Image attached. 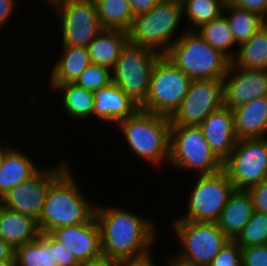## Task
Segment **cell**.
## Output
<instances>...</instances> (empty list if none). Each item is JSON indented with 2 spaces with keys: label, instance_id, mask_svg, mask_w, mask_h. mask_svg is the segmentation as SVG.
Returning a JSON list of instances; mask_svg holds the SVG:
<instances>
[{
  "label": "cell",
  "instance_id": "48",
  "mask_svg": "<svg viewBox=\"0 0 267 266\" xmlns=\"http://www.w3.org/2000/svg\"><path fill=\"white\" fill-rule=\"evenodd\" d=\"M85 1H89V2H92V3H98L100 0H85Z\"/></svg>",
  "mask_w": 267,
  "mask_h": 266
},
{
  "label": "cell",
  "instance_id": "44",
  "mask_svg": "<svg viewBox=\"0 0 267 266\" xmlns=\"http://www.w3.org/2000/svg\"><path fill=\"white\" fill-rule=\"evenodd\" d=\"M167 266H196L194 264H190V263H187V262H184L178 258H176L174 255L173 257L169 258L167 260Z\"/></svg>",
  "mask_w": 267,
  "mask_h": 266
},
{
  "label": "cell",
  "instance_id": "5",
  "mask_svg": "<svg viewBox=\"0 0 267 266\" xmlns=\"http://www.w3.org/2000/svg\"><path fill=\"white\" fill-rule=\"evenodd\" d=\"M183 15L181 1L159 0L150 11L134 17L129 42L165 55L179 38L172 39Z\"/></svg>",
  "mask_w": 267,
  "mask_h": 266
},
{
  "label": "cell",
  "instance_id": "42",
  "mask_svg": "<svg viewBox=\"0 0 267 266\" xmlns=\"http://www.w3.org/2000/svg\"><path fill=\"white\" fill-rule=\"evenodd\" d=\"M81 266H120V261L114 259L101 258L96 261H92L86 264H81Z\"/></svg>",
  "mask_w": 267,
  "mask_h": 266
},
{
  "label": "cell",
  "instance_id": "28",
  "mask_svg": "<svg viewBox=\"0 0 267 266\" xmlns=\"http://www.w3.org/2000/svg\"><path fill=\"white\" fill-rule=\"evenodd\" d=\"M53 91L64 92L62 105L66 114L74 118L85 119L93 116L94 94L75 83H65L60 85H50Z\"/></svg>",
  "mask_w": 267,
  "mask_h": 266
},
{
  "label": "cell",
  "instance_id": "47",
  "mask_svg": "<svg viewBox=\"0 0 267 266\" xmlns=\"http://www.w3.org/2000/svg\"><path fill=\"white\" fill-rule=\"evenodd\" d=\"M0 266H16L15 257L10 260L0 261Z\"/></svg>",
  "mask_w": 267,
  "mask_h": 266
},
{
  "label": "cell",
  "instance_id": "12",
  "mask_svg": "<svg viewBox=\"0 0 267 266\" xmlns=\"http://www.w3.org/2000/svg\"><path fill=\"white\" fill-rule=\"evenodd\" d=\"M224 105L223 80H191L181 105L170 117L171 126H200Z\"/></svg>",
  "mask_w": 267,
  "mask_h": 266
},
{
  "label": "cell",
  "instance_id": "43",
  "mask_svg": "<svg viewBox=\"0 0 267 266\" xmlns=\"http://www.w3.org/2000/svg\"><path fill=\"white\" fill-rule=\"evenodd\" d=\"M154 260L149 257L140 261L120 262V266H156Z\"/></svg>",
  "mask_w": 267,
  "mask_h": 266
},
{
  "label": "cell",
  "instance_id": "8",
  "mask_svg": "<svg viewBox=\"0 0 267 266\" xmlns=\"http://www.w3.org/2000/svg\"><path fill=\"white\" fill-rule=\"evenodd\" d=\"M161 55L129 41L111 70L112 82L141 106L147 98L153 66Z\"/></svg>",
  "mask_w": 267,
  "mask_h": 266
},
{
  "label": "cell",
  "instance_id": "3",
  "mask_svg": "<svg viewBox=\"0 0 267 266\" xmlns=\"http://www.w3.org/2000/svg\"><path fill=\"white\" fill-rule=\"evenodd\" d=\"M126 142L139 158L160 166L169 161L170 117L139 108L117 123Z\"/></svg>",
  "mask_w": 267,
  "mask_h": 266
},
{
  "label": "cell",
  "instance_id": "11",
  "mask_svg": "<svg viewBox=\"0 0 267 266\" xmlns=\"http://www.w3.org/2000/svg\"><path fill=\"white\" fill-rule=\"evenodd\" d=\"M223 170L235 190H247L267 179V137L238 139Z\"/></svg>",
  "mask_w": 267,
  "mask_h": 266
},
{
  "label": "cell",
  "instance_id": "36",
  "mask_svg": "<svg viewBox=\"0 0 267 266\" xmlns=\"http://www.w3.org/2000/svg\"><path fill=\"white\" fill-rule=\"evenodd\" d=\"M53 256L57 266H81L72 251L52 236Z\"/></svg>",
  "mask_w": 267,
  "mask_h": 266
},
{
  "label": "cell",
  "instance_id": "10",
  "mask_svg": "<svg viewBox=\"0 0 267 266\" xmlns=\"http://www.w3.org/2000/svg\"><path fill=\"white\" fill-rule=\"evenodd\" d=\"M198 176L188 199L187 214L179 219L217 222L235 190L234 185L223 169L213 174Z\"/></svg>",
  "mask_w": 267,
  "mask_h": 266
},
{
  "label": "cell",
  "instance_id": "23",
  "mask_svg": "<svg viewBox=\"0 0 267 266\" xmlns=\"http://www.w3.org/2000/svg\"><path fill=\"white\" fill-rule=\"evenodd\" d=\"M62 57L54 64L49 85L74 83L91 64L87 47L62 45Z\"/></svg>",
  "mask_w": 267,
  "mask_h": 266
},
{
  "label": "cell",
  "instance_id": "45",
  "mask_svg": "<svg viewBox=\"0 0 267 266\" xmlns=\"http://www.w3.org/2000/svg\"><path fill=\"white\" fill-rule=\"evenodd\" d=\"M12 147H10V146H2V143H0V166H1V164H2V162H3V159H4V157H5V155H6V153L11 149Z\"/></svg>",
  "mask_w": 267,
  "mask_h": 266
},
{
  "label": "cell",
  "instance_id": "20",
  "mask_svg": "<svg viewBox=\"0 0 267 266\" xmlns=\"http://www.w3.org/2000/svg\"><path fill=\"white\" fill-rule=\"evenodd\" d=\"M40 234L35 218L2 207L0 238L13 249L35 240Z\"/></svg>",
  "mask_w": 267,
  "mask_h": 266
},
{
  "label": "cell",
  "instance_id": "49",
  "mask_svg": "<svg viewBox=\"0 0 267 266\" xmlns=\"http://www.w3.org/2000/svg\"><path fill=\"white\" fill-rule=\"evenodd\" d=\"M2 207H3L2 199L0 198V211H1Z\"/></svg>",
  "mask_w": 267,
  "mask_h": 266
},
{
  "label": "cell",
  "instance_id": "40",
  "mask_svg": "<svg viewBox=\"0 0 267 266\" xmlns=\"http://www.w3.org/2000/svg\"><path fill=\"white\" fill-rule=\"evenodd\" d=\"M134 17L150 11L159 0H128Z\"/></svg>",
  "mask_w": 267,
  "mask_h": 266
},
{
  "label": "cell",
  "instance_id": "25",
  "mask_svg": "<svg viewBox=\"0 0 267 266\" xmlns=\"http://www.w3.org/2000/svg\"><path fill=\"white\" fill-rule=\"evenodd\" d=\"M238 47V52L231 60L235 67L267 69V23Z\"/></svg>",
  "mask_w": 267,
  "mask_h": 266
},
{
  "label": "cell",
  "instance_id": "22",
  "mask_svg": "<svg viewBox=\"0 0 267 266\" xmlns=\"http://www.w3.org/2000/svg\"><path fill=\"white\" fill-rule=\"evenodd\" d=\"M128 41V32L126 31L102 29L87 46L91 63L112 70L122 48Z\"/></svg>",
  "mask_w": 267,
  "mask_h": 266
},
{
  "label": "cell",
  "instance_id": "13",
  "mask_svg": "<svg viewBox=\"0 0 267 266\" xmlns=\"http://www.w3.org/2000/svg\"><path fill=\"white\" fill-rule=\"evenodd\" d=\"M54 11L61 15L62 45L87 47L103 29L95 3L68 0L55 7Z\"/></svg>",
  "mask_w": 267,
  "mask_h": 266
},
{
  "label": "cell",
  "instance_id": "37",
  "mask_svg": "<svg viewBox=\"0 0 267 266\" xmlns=\"http://www.w3.org/2000/svg\"><path fill=\"white\" fill-rule=\"evenodd\" d=\"M250 194L254 211L267 214V179L247 189Z\"/></svg>",
  "mask_w": 267,
  "mask_h": 266
},
{
  "label": "cell",
  "instance_id": "15",
  "mask_svg": "<svg viewBox=\"0 0 267 266\" xmlns=\"http://www.w3.org/2000/svg\"><path fill=\"white\" fill-rule=\"evenodd\" d=\"M222 80L224 106L230 109L267 96V69L237 68L230 63Z\"/></svg>",
  "mask_w": 267,
  "mask_h": 266
},
{
  "label": "cell",
  "instance_id": "9",
  "mask_svg": "<svg viewBox=\"0 0 267 266\" xmlns=\"http://www.w3.org/2000/svg\"><path fill=\"white\" fill-rule=\"evenodd\" d=\"M173 225L181 245L175 257L196 266H209L219 251L230 241L217 222L177 219Z\"/></svg>",
  "mask_w": 267,
  "mask_h": 266
},
{
  "label": "cell",
  "instance_id": "1",
  "mask_svg": "<svg viewBox=\"0 0 267 266\" xmlns=\"http://www.w3.org/2000/svg\"><path fill=\"white\" fill-rule=\"evenodd\" d=\"M103 207L95 208L102 257L120 262L151 257L149 249L156 236L153 222L124 209Z\"/></svg>",
  "mask_w": 267,
  "mask_h": 266
},
{
  "label": "cell",
  "instance_id": "27",
  "mask_svg": "<svg viewBox=\"0 0 267 266\" xmlns=\"http://www.w3.org/2000/svg\"><path fill=\"white\" fill-rule=\"evenodd\" d=\"M14 257L16 266H57L50 233H41L35 240L15 248Z\"/></svg>",
  "mask_w": 267,
  "mask_h": 266
},
{
  "label": "cell",
  "instance_id": "24",
  "mask_svg": "<svg viewBox=\"0 0 267 266\" xmlns=\"http://www.w3.org/2000/svg\"><path fill=\"white\" fill-rule=\"evenodd\" d=\"M18 148L12 147L0 166V198L10 189L31 178L39 167Z\"/></svg>",
  "mask_w": 267,
  "mask_h": 266
},
{
  "label": "cell",
  "instance_id": "30",
  "mask_svg": "<svg viewBox=\"0 0 267 266\" xmlns=\"http://www.w3.org/2000/svg\"><path fill=\"white\" fill-rule=\"evenodd\" d=\"M223 14L213 21L202 25L196 31L198 34L213 48L221 51L230 60L235 56V53H230L229 48L236 44L231 28L226 17Z\"/></svg>",
  "mask_w": 267,
  "mask_h": 266
},
{
  "label": "cell",
  "instance_id": "21",
  "mask_svg": "<svg viewBox=\"0 0 267 266\" xmlns=\"http://www.w3.org/2000/svg\"><path fill=\"white\" fill-rule=\"evenodd\" d=\"M253 212L252 199L247 190H234L217 224L230 240H234L249 222Z\"/></svg>",
  "mask_w": 267,
  "mask_h": 266
},
{
  "label": "cell",
  "instance_id": "16",
  "mask_svg": "<svg viewBox=\"0 0 267 266\" xmlns=\"http://www.w3.org/2000/svg\"><path fill=\"white\" fill-rule=\"evenodd\" d=\"M49 233L67 246L80 264L102 258L100 230L95 215L86 223L59 227Z\"/></svg>",
  "mask_w": 267,
  "mask_h": 266
},
{
  "label": "cell",
  "instance_id": "17",
  "mask_svg": "<svg viewBox=\"0 0 267 266\" xmlns=\"http://www.w3.org/2000/svg\"><path fill=\"white\" fill-rule=\"evenodd\" d=\"M199 127L212 152L223 163L238 140L234 128L233 110L223 105L213 111Z\"/></svg>",
  "mask_w": 267,
  "mask_h": 266
},
{
  "label": "cell",
  "instance_id": "31",
  "mask_svg": "<svg viewBox=\"0 0 267 266\" xmlns=\"http://www.w3.org/2000/svg\"><path fill=\"white\" fill-rule=\"evenodd\" d=\"M183 14L188 17L195 31L214 19L220 17L224 12L225 0H182Z\"/></svg>",
  "mask_w": 267,
  "mask_h": 266
},
{
  "label": "cell",
  "instance_id": "29",
  "mask_svg": "<svg viewBox=\"0 0 267 266\" xmlns=\"http://www.w3.org/2000/svg\"><path fill=\"white\" fill-rule=\"evenodd\" d=\"M96 7L103 29L128 32L131 28L134 14L128 0H100Z\"/></svg>",
  "mask_w": 267,
  "mask_h": 266
},
{
  "label": "cell",
  "instance_id": "35",
  "mask_svg": "<svg viewBox=\"0 0 267 266\" xmlns=\"http://www.w3.org/2000/svg\"><path fill=\"white\" fill-rule=\"evenodd\" d=\"M242 266H267V243L241 248Z\"/></svg>",
  "mask_w": 267,
  "mask_h": 266
},
{
  "label": "cell",
  "instance_id": "41",
  "mask_svg": "<svg viewBox=\"0 0 267 266\" xmlns=\"http://www.w3.org/2000/svg\"><path fill=\"white\" fill-rule=\"evenodd\" d=\"M14 257V249L0 238V261L10 260Z\"/></svg>",
  "mask_w": 267,
  "mask_h": 266
},
{
  "label": "cell",
  "instance_id": "26",
  "mask_svg": "<svg viewBox=\"0 0 267 266\" xmlns=\"http://www.w3.org/2000/svg\"><path fill=\"white\" fill-rule=\"evenodd\" d=\"M224 15L229 23L236 45L249 40L261 27L267 23V19L260 13L241 7L225 4Z\"/></svg>",
  "mask_w": 267,
  "mask_h": 266
},
{
  "label": "cell",
  "instance_id": "46",
  "mask_svg": "<svg viewBox=\"0 0 267 266\" xmlns=\"http://www.w3.org/2000/svg\"><path fill=\"white\" fill-rule=\"evenodd\" d=\"M48 4L51 5V8L57 7L59 4L65 3L68 0H45Z\"/></svg>",
  "mask_w": 267,
  "mask_h": 266
},
{
  "label": "cell",
  "instance_id": "14",
  "mask_svg": "<svg viewBox=\"0 0 267 266\" xmlns=\"http://www.w3.org/2000/svg\"><path fill=\"white\" fill-rule=\"evenodd\" d=\"M69 165L66 161L55 168H40L31 178L10 189L3 197V207L29 215L36 220L42 211L49 184Z\"/></svg>",
  "mask_w": 267,
  "mask_h": 266
},
{
  "label": "cell",
  "instance_id": "38",
  "mask_svg": "<svg viewBox=\"0 0 267 266\" xmlns=\"http://www.w3.org/2000/svg\"><path fill=\"white\" fill-rule=\"evenodd\" d=\"M225 3L258 12L267 19V0H225Z\"/></svg>",
  "mask_w": 267,
  "mask_h": 266
},
{
  "label": "cell",
  "instance_id": "39",
  "mask_svg": "<svg viewBox=\"0 0 267 266\" xmlns=\"http://www.w3.org/2000/svg\"><path fill=\"white\" fill-rule=\"evenodd\" d=\"M16 0H0V28L10 20L16 6Z\"/></svg>",
  "mask_w": 267,
  "mask_h": 266
},
{
  "label": "cell",
  "instance_id": "4",
  "mask_svg": "<svg viewBox=\"0 0 267 266\" xmlns=\"http://www.w3.org/2000/svg\"><path fill=\"white\" fill-rule=\"evenodd\" d=\"M165 56L191 80H222L231 60L209 45L197 31L185 30Z\"/></svg>",
  "mask_w": 267,
  "mask_h": 266
},
{
  "label": "cell",
  "instance_id": "32",
  "mask_svg": "<svg viewBox=\"0 0 267 266\" xmlns=\"http://www.w3.org/2000/svg\"><path fill=\"white\" fill-rule=\"evenodd\" d=\"M241 247H250L267 243V214L254 211L249 222L234 239Z\"/></svg>",
  "mask_w": 267,
  "mask_h": 266
},
{
  "label": "cell",
  "instance_id": "18",
  "mask_svg": "<svg viewBox=\"0 0 267 266\" xmlns=\"http://www.w3.org/2000/svg\"><path fill=\"white\" fill-rule=\"evenodd\" d=\"M94 94L93 115L110 122H119L134 114L140 106L125 94L116 84L111 82Z\"/></svg>",
  "mask_w": 267,
  "mask_h": 266
},
{
  "label": "cell",
  "instance_id": "6",
  "mask_svg": "<svg viewBox=\"0 0 267 266\" xmlns=\"http://www.w3.org/2000/svg\"><path fill=\"white\" fill-rule=\"evenodd\" d=\"M169 163L200 175L223 169V163L212 152L199 126H170Z\"/></svg>",
  "mask_w": 267,
  "mask_h": 266
},
{
  "label": "cell",
  "instance_id": "34",
  "mask_svg": "<svg viewBox=\"0 0 267 266\" xmlns=\"http://www.w3.org/2000/svg\"><path fill=\"white\" fill-rule=\"evenodd\" d=\"M209 266H242L241 247L234 240H230Z\"/></svg>",
  "mask_w": 267,
  "mask_h": 266
},
{
  "label": "cell",
  "instance_id": "33",
  "mask_svg": "<svg viewBox=\"0 0 267 266\" xmlns=\"http://www.w3.org/2000/svg\"><path fill=\"white\" fill-rule=\"evenodd\" d=\"M111 82L112 74L109 68L91 63L74 83L88 91L95 92Z\"/></svg>",
  "mask_w": 267,
  "mask_h": 266
},
{
  "label": "cell",
  "instance_id": "2",
  "mask_svg": "<svg viewBox=\"0 0 267 266\" xmlns=\"http://www.w3.org/2000/svg\"><path fill=\"white\" fill-rule=\"evenodd\" d=\"M82 194L70 166H67L49 184L42 211L37 219L40 232L49 233L59 227L88 222L95 215L96 206Z\"/></svg>",
  "mask_w": 267,
  "mask_h": 266
},
{
  "label": "cell",
  "instance_id": "19",
  "mask_svg": "<svg viewBox=\"0 0 267 266\" xmlns=\"http://www.w3.org/2000/svg\"><path fill=\"white\" fill-rule=\"evenodd\" d=\"M234 128L238 139L265 138L267 135V96L233 108Z\"/></svg>",
  "mask_w": 267,
  "mask_h": 266
},
{
  "label": "cell",
  "instance_id": "7",
  "mask_svg": "<svg viewBox=\"0 0 267 266\" xmlns=\"http://www.w3.org/2000/svg\"><path fill=\"white\" fill-rule=\"evenodd\" d=\"M191 79L165 55L155 62L147 98L141 109L171 117L186 96Z\"/></svg>",
  "mask_w": 267,
  "mask_h": 266
}]
</instances>
